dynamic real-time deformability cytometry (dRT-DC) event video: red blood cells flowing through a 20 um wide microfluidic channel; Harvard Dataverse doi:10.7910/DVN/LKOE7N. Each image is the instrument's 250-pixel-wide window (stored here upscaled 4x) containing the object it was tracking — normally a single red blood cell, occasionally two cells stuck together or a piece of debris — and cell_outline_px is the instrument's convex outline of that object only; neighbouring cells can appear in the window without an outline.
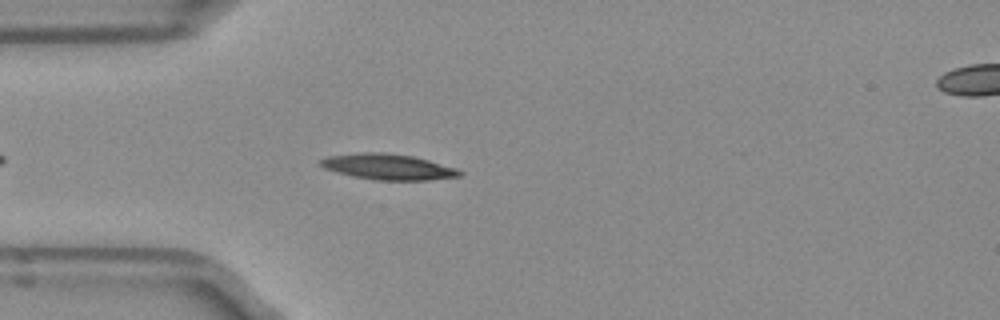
{"species": "Egyptian fruit bat (a non-hibernating species)", "species_latin": "Rousettus aegyptiacus", "temperature_condition": "room temperature", "stored_images_in_passage": 10, "camera_frame_rate_fps": 3000, "um_per_image_px": 0.085, "frame": {"image": 1, "passage_image": 6, "time_ms": 1.667, "image_size_px": [1000, 320], "cell_outline_px": [[464, 172], [460, 176], [428, 180], [376, 180], [352, 176], [336, 172], [324, 168], [320, 164], [320, 160], [328, 156], [364, 152], [384, 152], [412, 156], [428, 160], [456, 168]], "centroid_in_image_um": [32.99, 14.18], "position_along_channel_um": 52.0, "area_um2": 20.75}}